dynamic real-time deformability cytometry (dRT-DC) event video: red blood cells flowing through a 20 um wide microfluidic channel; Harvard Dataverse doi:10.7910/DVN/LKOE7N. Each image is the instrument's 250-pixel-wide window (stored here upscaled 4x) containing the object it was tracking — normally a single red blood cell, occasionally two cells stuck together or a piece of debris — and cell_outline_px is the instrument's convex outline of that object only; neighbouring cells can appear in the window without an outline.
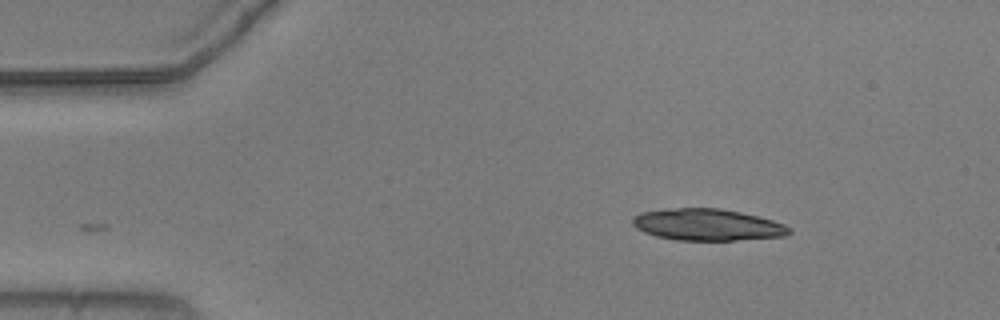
{"species": "common noctule bat (a hibernating species)", "species_latin": "Nyctalus noctula", "temperature_condition": "warm", "stored_images_in_passage": 40, "camera_frame_rate_fps": 3000, "um_per_image_px": 0.085, "animal": {"sex": "male", "body_mass_g": 20.5, "forearm_length_mm": 52.5}, "frame": {"image": 1, "passage_image": 1, "time_ms": 0.0, "image_size_px": [1000, 320], "cell_outline_px": [[792, 232], [784, 236], [736, 240], [676, 240], [656, 236], [644, 232], [636, 228], [632, 224], [632, 216], [640, 212], [676, 208], [720, 208], [740, 212], [772, 220], [784, 224], [792, 228]], "centroid_in_image_um": [60.11, 19.1], "position_along_channel_um": 24.9, "area_um2": 28.9}}